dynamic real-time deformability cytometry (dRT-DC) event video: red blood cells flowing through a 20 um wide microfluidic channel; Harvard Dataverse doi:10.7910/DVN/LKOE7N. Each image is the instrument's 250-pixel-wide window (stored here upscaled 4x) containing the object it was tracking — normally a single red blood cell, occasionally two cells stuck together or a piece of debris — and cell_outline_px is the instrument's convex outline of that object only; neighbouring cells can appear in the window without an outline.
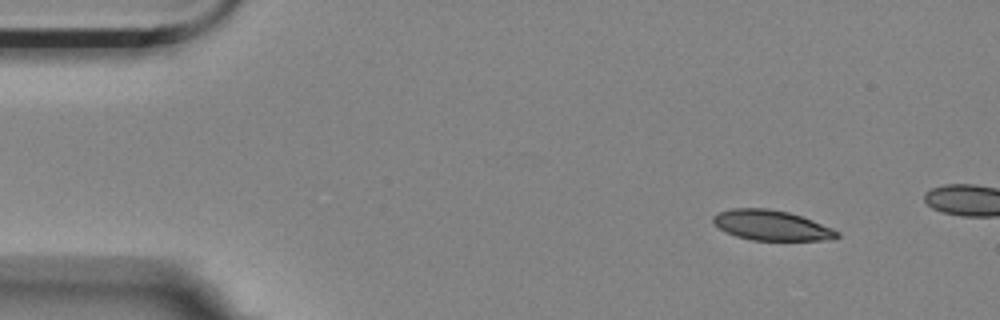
{"species": "Egyptian fruit bat (a non-hibernating species)", "species_latin": "Rousettus aegyptiacus", "temperature_condition": "room temperature", "stored_images_in_passage": 14, "camera_frame_rate_fps": 3000, "um_per_image_px": 0.085, "animal": {"sex": "female"}, "frame": {"image": 1, "passage_image": 5, "time_ms": 1.333, "image_size_px": [1000, 320], "cell_outline_px": [[840, 236], [832, 240], [752, 240], [736, 236], [720, 228], [712, 220], [712, 216], [720, 212], [732, 208], [768, 208], [788, 212], [812, 220], [832, 228], [840, 232]], "centroid_in_image_um": [65.61, 19.15], "position_along_channel_um": 19.4, "area_um2": 21.62}}